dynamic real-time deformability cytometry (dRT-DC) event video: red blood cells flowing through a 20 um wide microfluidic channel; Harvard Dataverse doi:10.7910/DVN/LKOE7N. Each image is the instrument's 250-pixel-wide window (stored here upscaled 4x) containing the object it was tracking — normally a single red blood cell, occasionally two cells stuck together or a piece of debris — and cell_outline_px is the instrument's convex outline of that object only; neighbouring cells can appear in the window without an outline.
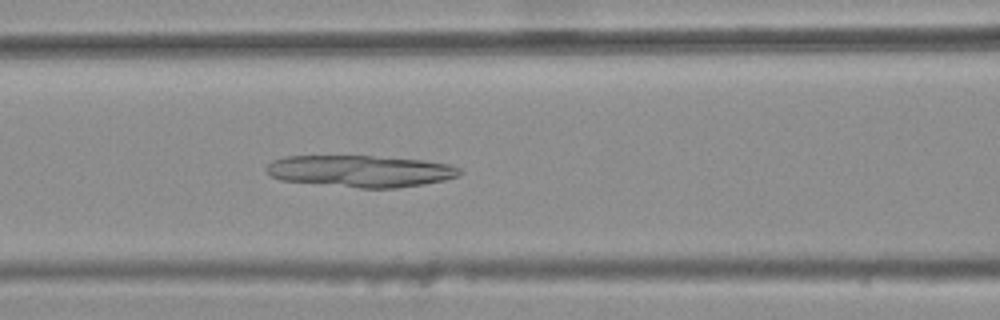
{"species": "common noctule bat (a hibernating species)", "species_latin": "Nyctalus noctula", "temperature_condition": "warm", "stored_images_in_passage": 47, "camera_frame_rate_fps": 3000, "um_per_image_px": 0.085, "animal": {"sex": "female", "body_mass_g": 25.1}, "frame": {"image": 1, "passage_image": 23, "time_ms": 7.333, "image_size_px": [1000, 320], "cell_outline_px": [[460, 172], [456, 176], [444, 180], [424, 184], [396, 188], [360, 188], [280, 180], [272, 176], [268, 172], [268, 164], [272, 160], [284, 156], [372, 156], [424, 160], [448, 164], [460, 168]], "centroid_in_image_um": [30.63, 14.54], "position_along_channel_um": 136.0, "area_um2": 35.55}}
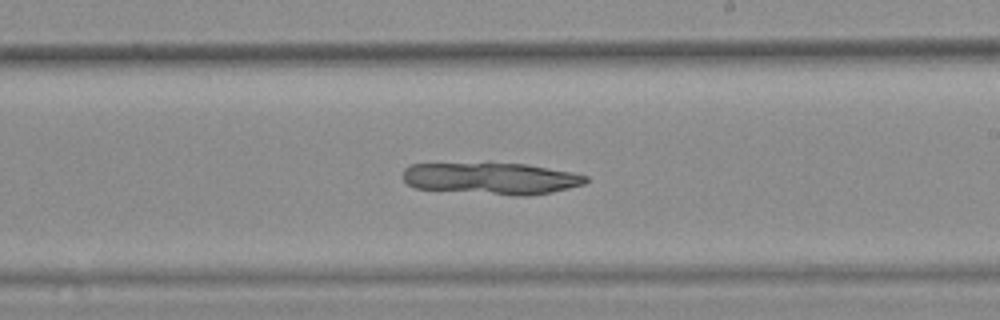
{"frame": {"image": 2, "passage_image": 32, "time_ms": 10.333, "image_size_px": [1000, 320], "cell_outline_px": [[588, 180], [584, 184], [552, 192], [528, 196], [512, 196], [416, 188], [408, 184], [400, 176], [404, 168], [408, 164], [488, 160], [528, 164], [572, 172], [588, 176]], "centroid_in_image_um": [41.69, 15.11], "position_along_channel_um": 247.3, "area_um2": 35.6}}
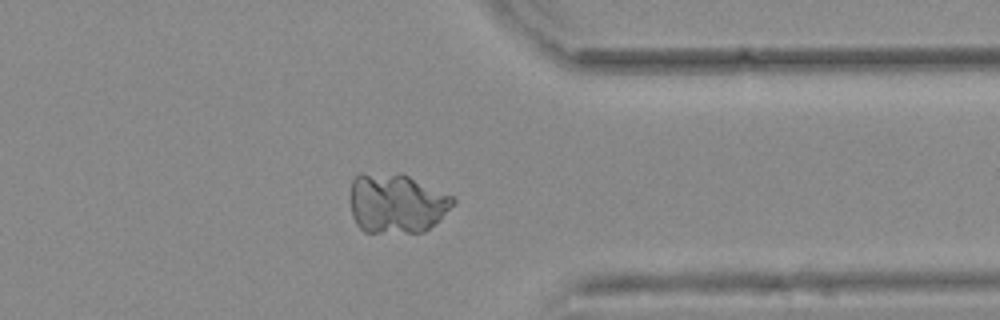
{"frame": {"image": 3, "passage_image": 43, "time_ms": 14.0, "image_size_px": [1000, 320], "cell_outline_px": [[456, 200], [424, 232], [364, 232], [356, 224], [352, 216], [352, 176], [360, 172], [400, 172], [452, 196]], "centroid_in_image_um": [33.63, 17.24], "position_along_channel_um": 377.8, "area_um2": 35.43}}